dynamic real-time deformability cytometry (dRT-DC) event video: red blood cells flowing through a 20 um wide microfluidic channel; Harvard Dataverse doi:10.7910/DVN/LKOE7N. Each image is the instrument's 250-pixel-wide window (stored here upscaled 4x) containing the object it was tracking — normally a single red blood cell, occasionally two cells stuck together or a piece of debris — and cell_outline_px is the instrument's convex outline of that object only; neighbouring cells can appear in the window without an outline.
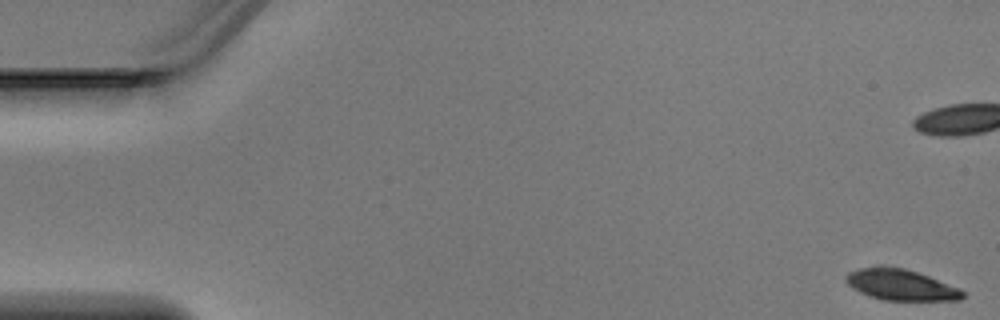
{"species": "Egyptian fruit bat (a non-hibernating species)", "species_latin": "Rousettus aegyptiacus", "temperature_condition": "warm", "stored_images_in_passage": 6, "camera_frame_rate_fps": 3000, "um_per_image_px": 0.085, "animal": {"sex": "male"}, "frame": {"image": 1, "passage_image": 1, "time_ms": 0.0, "image_size_px": [1000, 320], "cell_outline_px": [[964, 296], [960, 300], [884, 300], [868, 296], [852, 288], [844, 280], [844, 276], [848, 272], [856, 268], [904, 268], [928, 276], [960, 288], [964, 292]], "centroid_in_image_um": [76.55, 24.23], "position_along_channel_um": 8.5, "area_um2": 20.75}}